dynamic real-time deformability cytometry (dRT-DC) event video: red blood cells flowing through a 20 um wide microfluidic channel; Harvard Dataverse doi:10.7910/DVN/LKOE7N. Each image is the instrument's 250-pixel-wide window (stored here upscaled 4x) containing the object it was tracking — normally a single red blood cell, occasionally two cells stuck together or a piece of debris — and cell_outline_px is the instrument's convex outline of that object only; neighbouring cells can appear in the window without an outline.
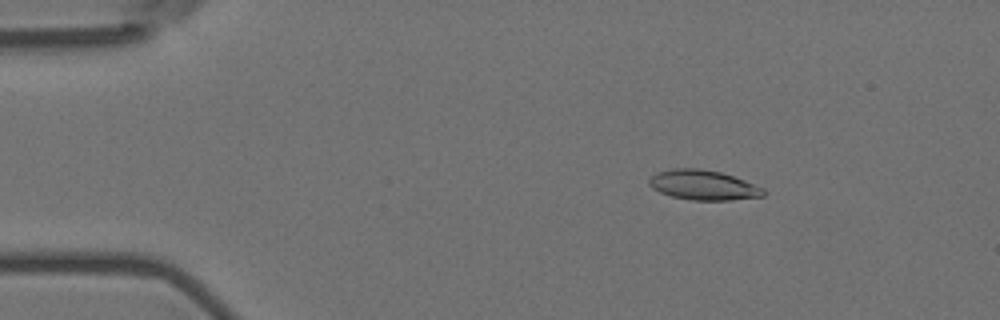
{"species": "Egyptian fruit bat (a non-hibernating species)", "species_latin": "Rousettus aegyptiacus", "temperature_condition": "room temperature", "stored_images_in_passage": 57, "camera_frame_rate_fps": 3000, "um_per_image_px": 0.085, "animal": {"sex": "female"}, "frame": {"image": 1, "passage_image": 9, "time_ms": 2.667, "image_size_px": [1000, 320], "cell_outline_px": [[764, 196], [732, 200], [692, 200], [672, 196], [660, 192], [652, 188], [648, 184], [648, 180], [656, 172], [672, 168], [700, 168], [720, 172], [744, 180], [764, 188]], "centroid_in_image_um": [59.76, 15.72], "position_along_channel_um": 25.2, "area_um2": 19.88}}
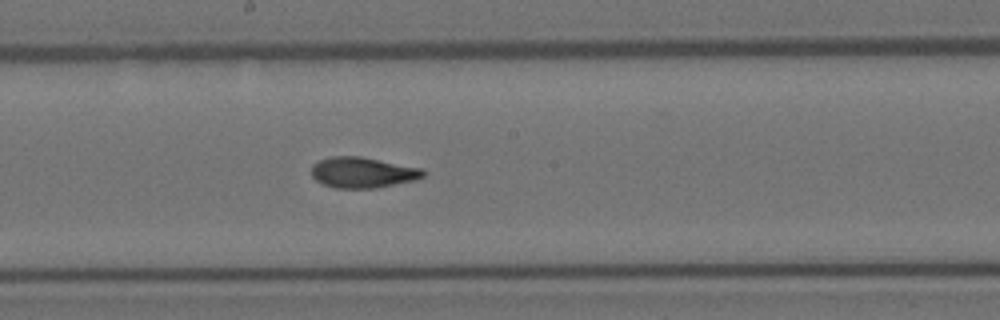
{"frame": {"image": 2, "passage_image": 31, "time_ms": 10.0, "image_size_px": [1000, 320], "cell_outline_px": [[424, 176], [416, 180], [376, 188], [336, 188], [324, 184], [316, 180], [312, 176], [312, 164], [320, 160], [332, 156], [360, 156], [424, 168]], "centroid_in_image_um": [30.85, 14.66], "position_along_channel_um": 217.3, "area_um2": 20.06}}
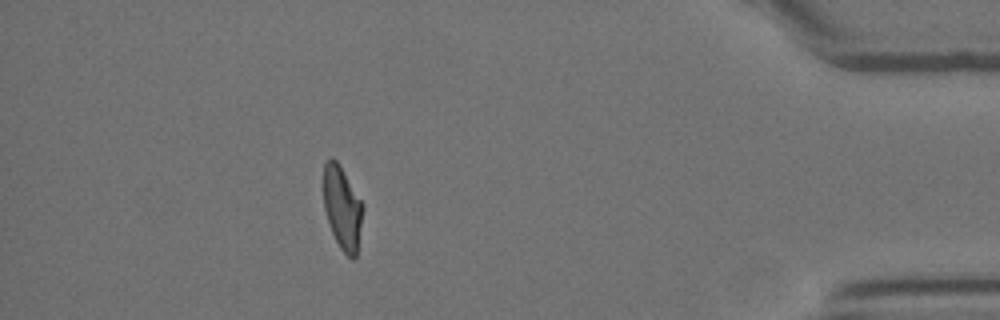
{"frame": {"image": 3, "passage_image": 51, "time_ms": 16.667, "image_size_px": [1000, 320], "cell_outline_px": [[364, 204], [356, 256], [352, 260], [340, 248], [332, 232], [324, 208], [324, 164], [332, 156], [340, 164]], "centroid_in_image_um": [29.11, 17.63], "position_along_channel_um": 406.1, "area_um2": 18.96}, "authors_computed_cell_mechanics": {"area_um2": 19.7676, "velocity_mm_per_s": 3.5818, "shape_relaxation_time_tau1_ms": 7.6942, "shape_relaxation_time_tau2_ms": 1.999, "deformation_change_tau1": 0.2497, "deformation_change_tau2": 0.0851}}